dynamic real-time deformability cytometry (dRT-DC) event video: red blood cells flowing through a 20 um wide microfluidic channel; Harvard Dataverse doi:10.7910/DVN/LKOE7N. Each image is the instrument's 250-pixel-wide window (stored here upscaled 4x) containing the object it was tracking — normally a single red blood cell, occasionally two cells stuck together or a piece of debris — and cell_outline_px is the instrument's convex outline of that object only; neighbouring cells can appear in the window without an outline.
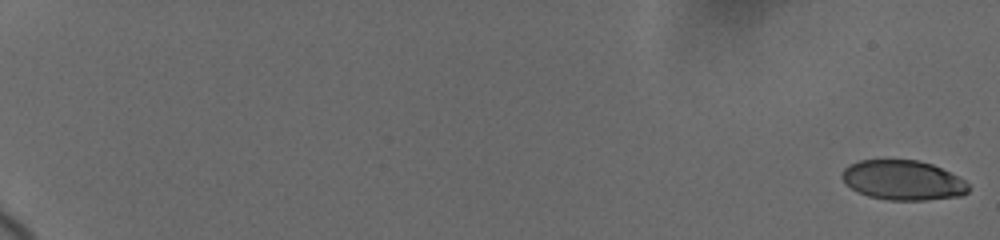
{"species": "human", "species_latin": "Homo sapiens", "temperature_condition": "cold", "stored_images_in_passage": 16, "camera_frame_rate_fps": 3000, "um_per_image_px": 0.085, "donor": {"sex": "female"}, "frame": {"image": 1, "passage_image": 1, "time_ms": 0.0, "image_size_px": [1000, 240], "cell_outline_px": [[968, 192], [960, 196], [924, 200], [888, 200], [868, 196], [852, 188], [840, 176], [844, 168], [848, 164], [860, 160], [920, 160], [932, 164], [964, 180], [968, 184]], "centroid_in_image_um": [76.73, 15.31], "position_along_channel_um": 8.3, "area_um2": 29.07}}
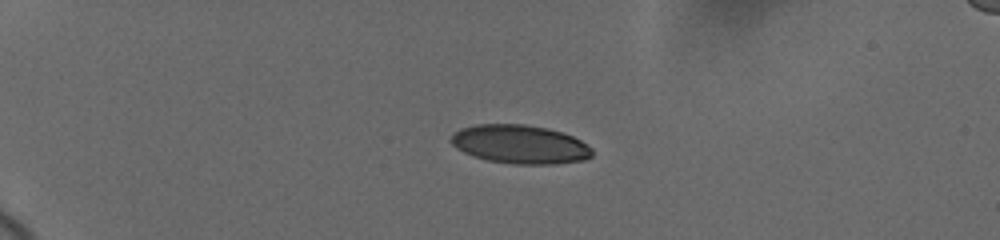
{"frame": {"image": 2, "passage_image": 12, "time_ms": 5.333, "image_size_px": [1000, 240], "cell_outline_px": [[592, 156], [584, 160], [556, 164], [512, 164], [488, 160], [472, 156], [456, 148], [448, 140], [460, 128], [476, 124], [524, 124], [548, 128], [564, 132], [588, 144], [592, 148]], "centroid_in_image_um": [44.21, 12.26], "position_along_channel_um": 40.8, "area_um2": 32.08}}
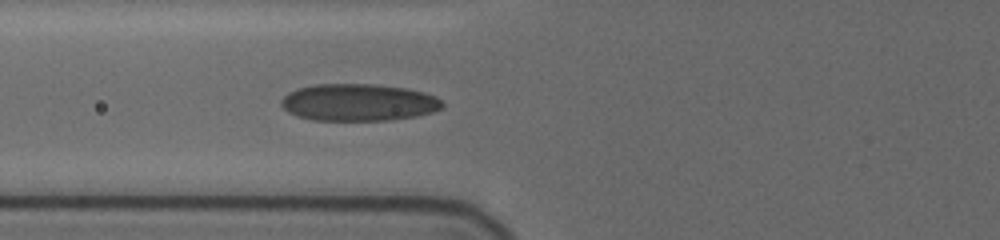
{"frame": {"image": 3, "passage_image": 16, "time_ms": 8.667, "image_size_px": [1000, 240], "cell_outline_px": [[444, 104], [440, 108], [432, 112], [416, 116], [388, 120], [312, 120], [296, 116], [288, 112], [280, 104], [280, 100], [288, 92], [296, 88], [316, 84], [372, 84], [404, 88], [424, 92], [436, 96]], "centroid_in_image_um": [30.43, 8.7], "position_along_channel_um": 95.4, "area_um2": 34.85}}